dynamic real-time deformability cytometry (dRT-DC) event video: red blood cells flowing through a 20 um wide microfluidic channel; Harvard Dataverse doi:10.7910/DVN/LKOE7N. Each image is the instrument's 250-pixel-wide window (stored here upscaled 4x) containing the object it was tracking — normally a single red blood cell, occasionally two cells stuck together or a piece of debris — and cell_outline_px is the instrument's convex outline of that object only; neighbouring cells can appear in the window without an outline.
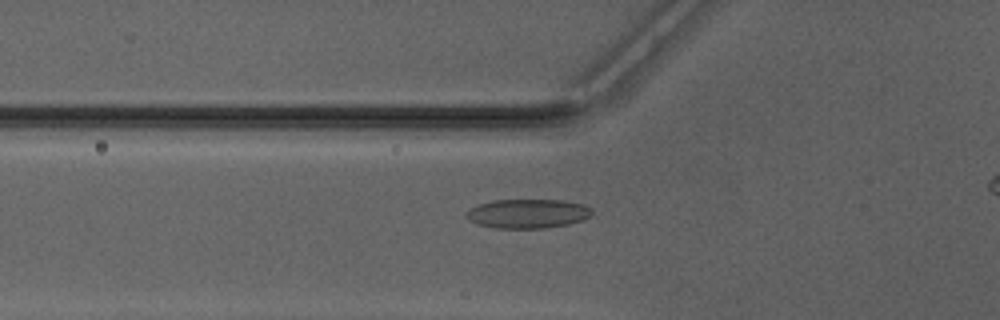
{"species": "Egyptian fruit bat (a non-hibernating species)", "species_latin": "Rousettus aegyptiacus", "temperature_condition": "warm", "stored_images_in_passage": 39, "camera_frame_rate_fps": 3000, "um_per_image_px": 0.085, "animal": {"sex": "male"}, "frame": {"image": 1, "passage_image": 12, "time_ms": 3.667, "image_size_px": [1000, 320], "cell_outline_px": [[592, 212], [588, 216], [580, 220], [568, 224], [544, 228], [496, 228], [476, 224], [464, 212], [468, 208], [492, 200], [560, 200], [584, 204], [592, 208]], "centroid_in_image_um": [44.83, 18.15], "position_along_channel_um": 81.0, "area_um2": 21.21}}
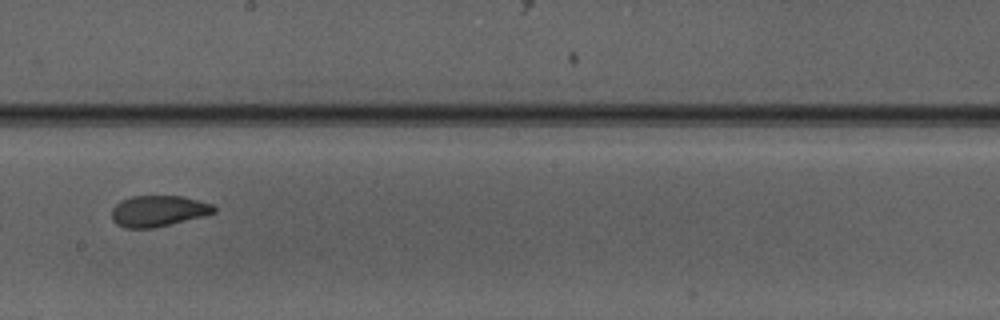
{"frame": {"image": 2, "passage_image": 23, "time_ms": 7.333, "image_size_px": [1000, 320], "cell_outline_px": [[216, 212], [156, 228], [124, 228], [116, 224], [112, 220], [112, 208], [120, 200], [132, 196], [180, 196], [212, 204], [216, 208]], "centroid_in_image_um": [13.4, 17.94], "position_along_channel_um": 234.8, "area_um2": 18.44}}
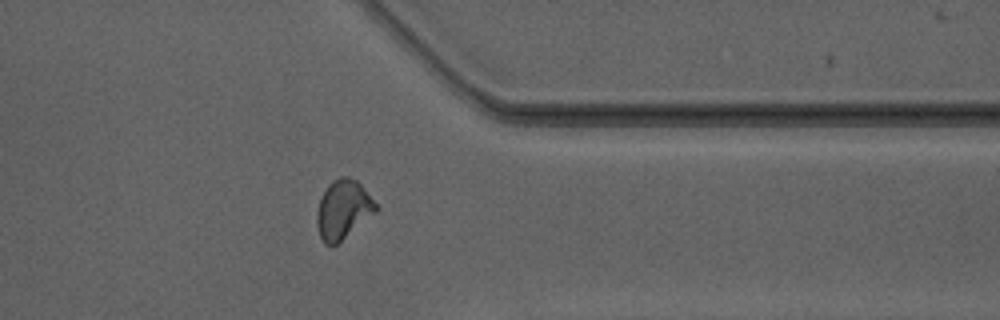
{"frame": {"image": 3, "passage_image": 34, "time_ms": 11.0, "image_size_px": [1000, 320], "cell_outline_px": [[380, 208], [376, 212], [332, 248], [324, 244], [320, 236], [316, 224], [316, 212], [320, 200], [328, 184], [332, 180], [340, 176], [348, 176], [356, 180], [360, 184]], "centroid_in_image_um": [29.15, 17.82], "position_along_channel_um": 382.3, "area_um2": 20.35}}